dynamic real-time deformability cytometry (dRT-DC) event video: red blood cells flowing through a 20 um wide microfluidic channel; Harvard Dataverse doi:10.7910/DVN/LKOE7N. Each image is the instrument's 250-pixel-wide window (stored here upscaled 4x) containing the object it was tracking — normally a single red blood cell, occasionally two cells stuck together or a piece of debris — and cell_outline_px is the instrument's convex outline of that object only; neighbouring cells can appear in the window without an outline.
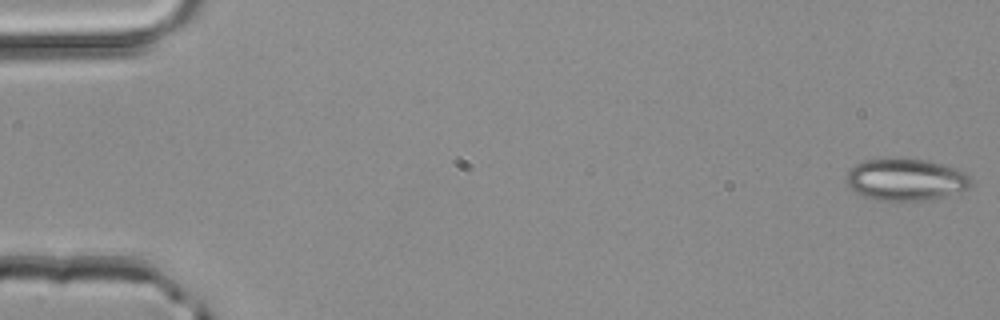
{"species": "common noctule bat (a hibernating species)", "species_latin": "Nyctalus noctula", "temperature_condition": "room temperature", "stored_images_in_passage": 4, "camera_frame_rate_fps": 3000, "um_per_image_px": 0.085, "animal": {"sex": "male", "body_mass_g": 20.4}, "frame": {"image": 1, "passage_image": 1, "time_ms": 0.0, "image_size_px": [1000, 320], "cell_outline_px": [[972, 184], [968, 188], [960, 192], [928, 200], [876, 200], [864, 196], [856, 192], [848, 184], [848, 172], [856, 164], [864, 160], [928, 160], [960, 168], [968, 172], [972, 180]], "centroid_in_image_um": [77.1, 15.27], "position_along_channel_um": 7.9, "area_um2": 30.17}}